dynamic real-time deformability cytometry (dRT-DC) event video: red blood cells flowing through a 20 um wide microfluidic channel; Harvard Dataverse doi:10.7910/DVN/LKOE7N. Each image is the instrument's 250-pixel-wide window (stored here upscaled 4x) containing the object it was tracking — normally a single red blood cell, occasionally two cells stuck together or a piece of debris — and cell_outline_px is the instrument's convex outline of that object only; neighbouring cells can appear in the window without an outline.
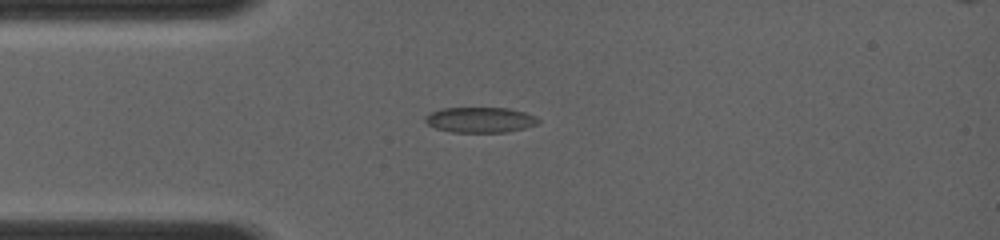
{"species": "common noctule bat (a hibernating species)", "species_latin": "Nyctalus noctula", "temperature_condition": "room temperature", "stored_images_in_passage": 33, "camera_frame_rate_fps": 4000, "um_per_image_px": 0.085, "animal": {"sex": "female", "body_mass_g": 19.0, "forearm_length_mm": 56.7}, "frame": {"image": 1, "passage_image": 4, "time_ms": 1.0, "image_size_px": [1000, 240], "cell_outline_px": [[540, 120], [536, 124], [524, 128], [508, 132], [452, 132], [436, 128], [428, 124], [424, 120], [424, 116], [432, 112], [444, 108], [508, 108], [524, 112], [536, 116]], "centroid_in_image_um": [40.82, 10.19], "position_along_channel_um": 44.2, "area_um2": 16.65}}
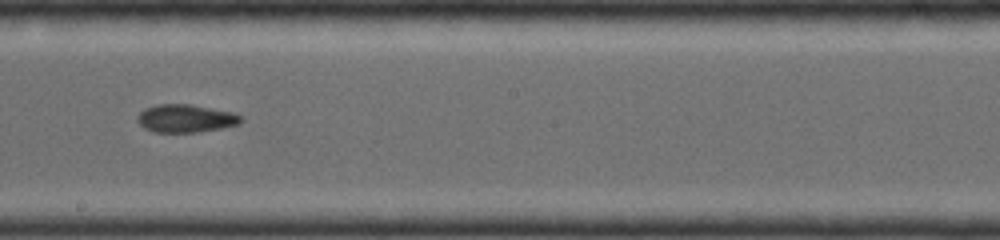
{"frame": {"image": 2, "passage_image": 16, "time_ms": 5.5, "image_size_px": [1000, 240], "cell_outline_px": [[244, 120], [240, 124], [220, 128], [196, 132], [152, 132], [144, 128], [136, 120], [136, 116], [144, 108], [156, 104], [188, 104], [232, 112], [240, 116]], "centroid_in_image_um": [15.74, 10.06], "position_along_channel_um": 232.5, "area_um2": 16.88}}
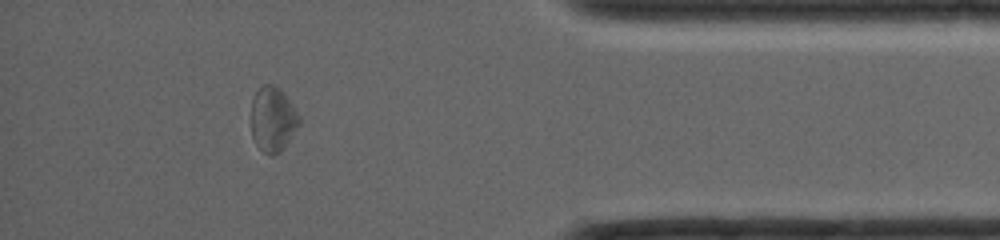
{"frame": {"image": 3, "passage_image": 29, "time_ms": 10.0, "image_size_px": [1000, 240], "cell_outline_px": [[300, 124], [284, 148], [280, 152], [264, 152], [256, 144], [252, 136], [252, 100], [256, 92], [264, 84], [272, 84], [280, 88], [284, 92], [300, 116]], "centroid_in_image_um": [23.21, 10.1], "position_along_channel_um": 412.0, "area_um2": 17.92}}